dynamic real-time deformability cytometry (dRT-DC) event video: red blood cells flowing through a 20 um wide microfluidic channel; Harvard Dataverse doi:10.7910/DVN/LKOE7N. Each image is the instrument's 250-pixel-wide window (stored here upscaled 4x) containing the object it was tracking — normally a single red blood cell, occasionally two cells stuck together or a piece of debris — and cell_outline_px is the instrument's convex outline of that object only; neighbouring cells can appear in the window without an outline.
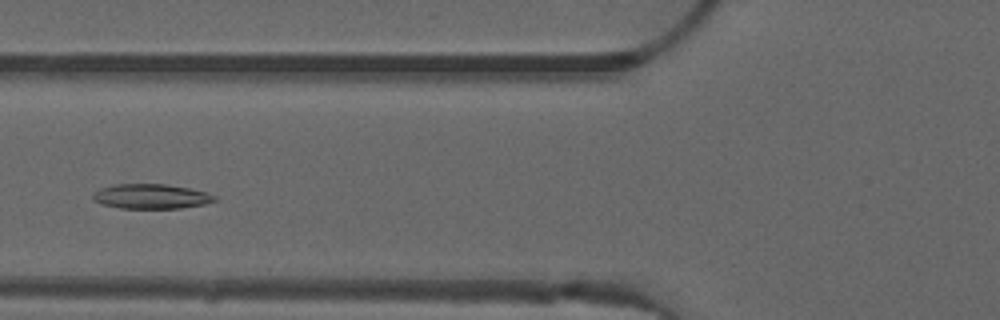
{"species": "common noctule bat (a hibernating species)", "species_latin": "Nyctalus noctula", "temperature_condition": "warm", "stored_images_in_passage": 46, "camera_frame_rate_fps": 3000, "um_per_image_px": 0.085, "animal": {"sex": "male", "forearm_length_mm": 52.5}, "frame": {"image": 1, "passage_image": 15, "time_ms": 4.667, "image_size_px": [1000, 320], "cell_outline_px": [[216, 200], [204, 204], [180, 208], [120, 208], [100, 204], [92, 200], [92, 196], [100, 188], [116, 184], [168, 184], [188, 188], [204, 192], [216, 196]], "centroid_in_image_um": [12.81, 16.69], "position_along_channel_um": 113.0, "area_um2": 17.46}}
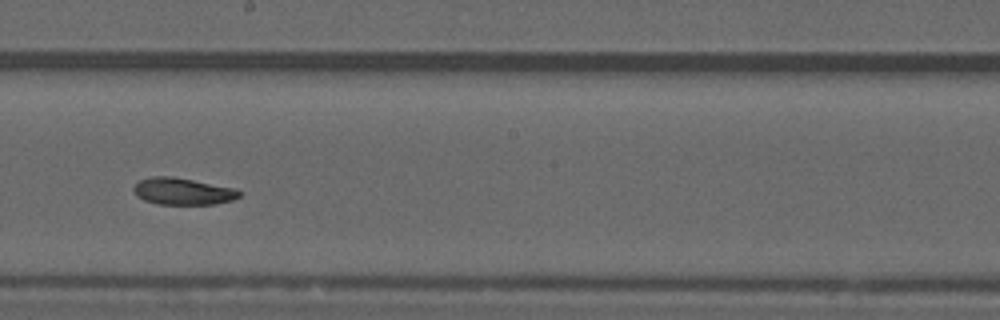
{"frame": {"image": 2, "passage_image": 24, "time_ms": 7.667, "image_size_px": [1000, 320], "cell_outline_px": [[240, 196], [232, 200], [216, 204], [156, 204], [144, 200], [136, 196], [132, 188], [140, 180], [152, 176], [172, 176], [236, 188], [240, 192]], "centroid_in_image_um": [15.52, 16.26], "position_along_channel_um": 232.7, "area_um2": 16.59}}
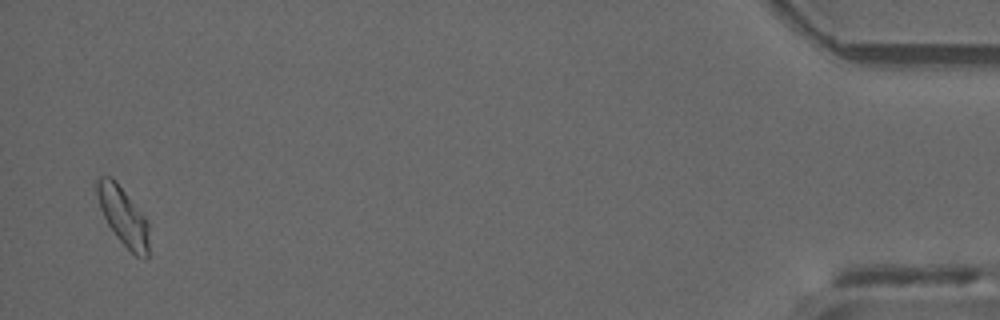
{"frame": {"image": 3, "passage_image": 45, "time_ms": 14.667, "image_size_px": [1000, 320], "cell_outline_px": [[148, 256], [144, 260], [136, 256], [116, 236], [108, 224], [100, 208], [92, 184], [96, 176], [112, 176], [116, 180], [148, 220]], "centroid_in_image_um": [10.42, 18.3], "position_along_channel_um": 424.8, "area_um2": 18.09}, "authors_computed_cell_mechanics": {"area_um2": 17.1377, "velocity_mm_per_s": 3.9937, "shape_relaxation_time_tau1_ms": 9.2151, "shape_relaxation_time_tau2_ms": null, "deformation_change_tau1": 0.1639, "deformation_change_tau2": null}}